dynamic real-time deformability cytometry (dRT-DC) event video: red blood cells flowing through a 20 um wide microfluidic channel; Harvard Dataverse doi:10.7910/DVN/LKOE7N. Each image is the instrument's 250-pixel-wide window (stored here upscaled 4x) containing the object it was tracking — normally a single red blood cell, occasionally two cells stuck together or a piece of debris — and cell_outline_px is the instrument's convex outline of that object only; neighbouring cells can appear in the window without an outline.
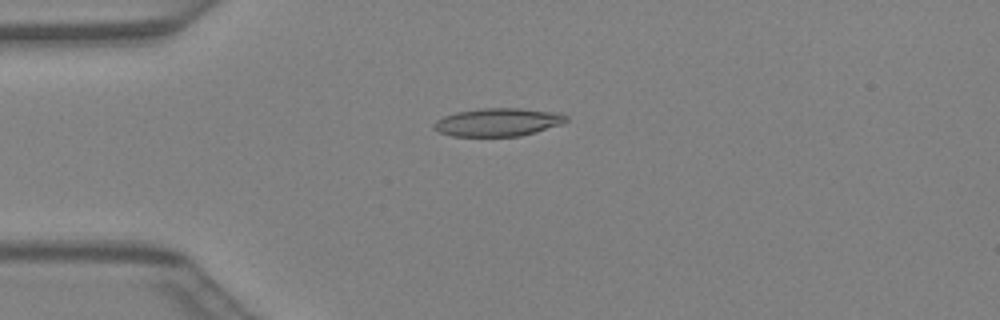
{"species": "Egyptian fruit bat (a non-hibernating species)", "species_latin": "Rousettus aegyptiacus", "temperature_condition": "warm", "stored_images_in_passage": 42, "camera_frame_rate_fps": 3000, "um_per_image_px": 0.085, "animal": {"sex": "female"}, "frame": {"image": 1, "passage_image": 11, "time_ms": 3.333, "image_size_px": [1000, 320], "cell_outline_px": [[568, 120], [560, 124], [536, 132], [520, 136], [452, 136], [436, 132], [432, 128], [432, 124], [436, 120], [444, 116], [456, 112], [480, 108], [520, 108], [560, 112], [568, 116]], "centroid_in_image_um": [42.3, 10.38], "position_along_channel_um": 42.7, "area_um2": 21.91}}
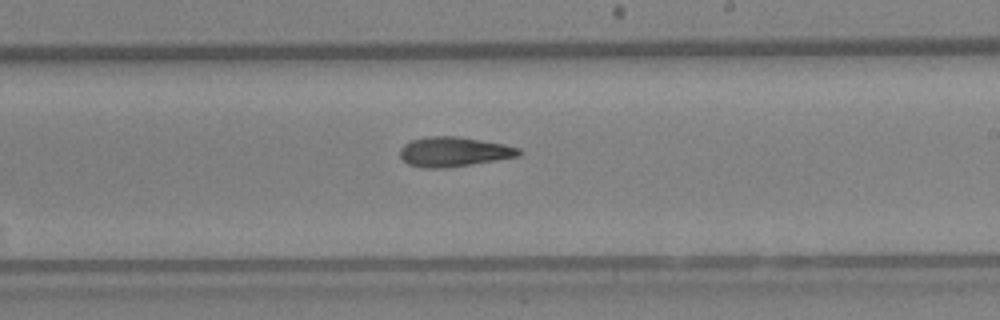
{"frame": {"image": 2, "passage_image": 25, "time_ms": 8.0, "image_size_px": [1000, 320], "cell_outline_px": [[524, 152], [520, 156], [472, 164], [444, 168], [424, 168], [408, 164], [400, 156], [400, 148], [404, 144], [412, 140], [428, 136], [456, 136], [504, 144], [520, 148]], "centroid_in_image_um": [38.59, 12.9], "position_along_channel_um": 250.4, "area_um2": 20.58}}
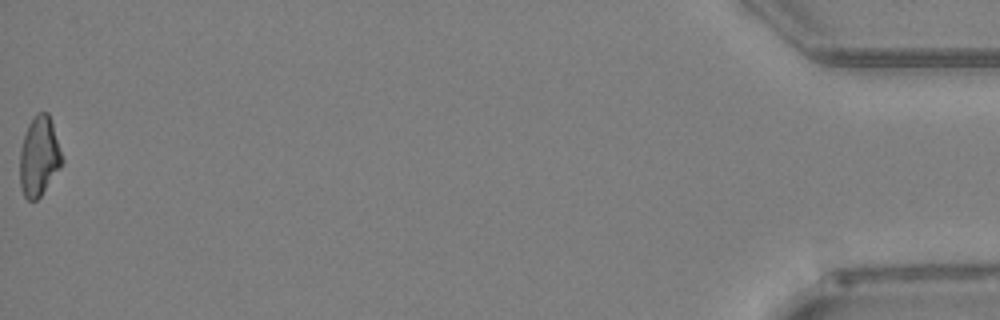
{"frame": {"image": 3, "passage_image": 42, "time_ms": 13.667, "image_size_px": [1000, 320], "cell_outline_px": [[64, 160], [60, 168], [40, 196], [36, 200], [28, 200], [24, 196], [20, 184], [20, 148], [28, 124], [36, 112], [48, 112]], "centroid_in_image_um": [3.32, 13.28], "position_along_channel_um": 431.9, "area_um2": 19.42}}